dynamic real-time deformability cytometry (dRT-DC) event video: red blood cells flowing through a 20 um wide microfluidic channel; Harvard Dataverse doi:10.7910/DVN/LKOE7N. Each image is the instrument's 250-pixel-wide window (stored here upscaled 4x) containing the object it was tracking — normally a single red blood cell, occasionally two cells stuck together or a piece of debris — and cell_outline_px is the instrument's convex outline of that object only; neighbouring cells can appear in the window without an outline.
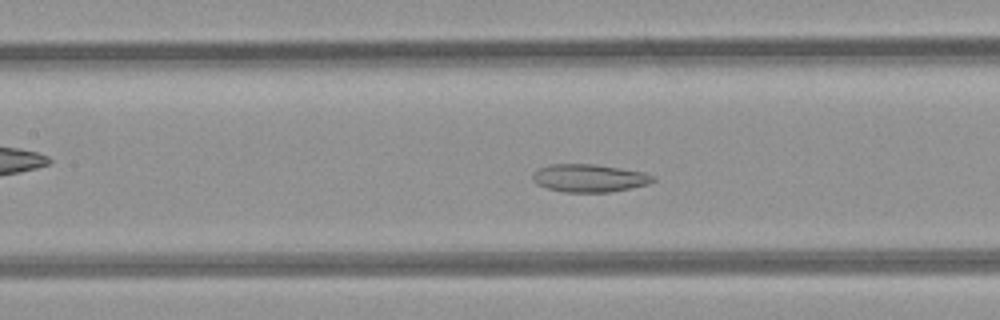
{"species": "common noctule bat (a hibernating species)", "species_latin": "Nyctalus noctula", "temperature_condition": "room temperature", "stored_images_in_passage": 48, "camera_frame_rate_fps": 3000, "um_per_image_px": 0.085, "animal": {"sex": "female", "body_mass_g": 21.9}, "frame": {"image": 1, "passage_image": 21, "time_ms": 6.667, "image_size_px": [1000, 320], "cell_outline_px": [[656, 180], [648, 184], [608, 192], [564, 192], [548, 188], [536, 184], [532, 180], [532, 172], [536, 168], [548, 164], [596, 164], [644, 172], [656, 176]], "centroid_in_image_um": [50.05, 15.12], "position_along_channel_um": 157.4, "area_um2": 19.71}}
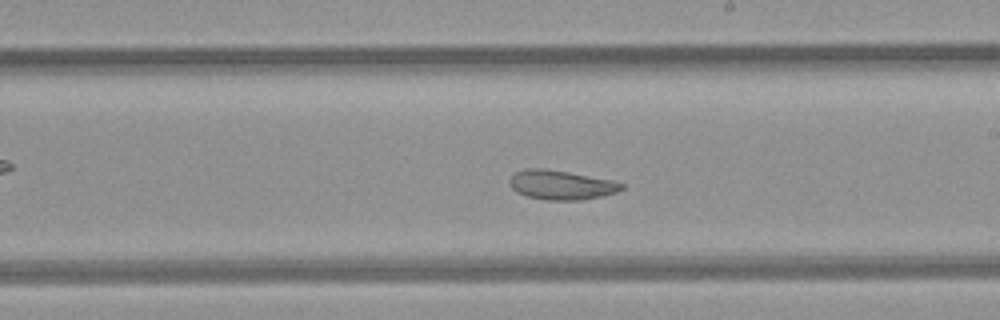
{"frame": {"image": 2, "passage_image": 27, "time_ms": 8.667, "image_size_px": [1000, 320], "cell_outline_px": [[624, 188], [616, 192], [600, 196], [580, 200], [548, 200], [528, 196], [516, 192], [512, 188], [508, 180], [516, 172], [528, 168], [544, 168], [568, 172], [612, 180], [624, 184]], "centroid_in_image_um": [47.69, 15.71], "position_along_channel_um": 241.3, "area_um2": 18.96}}
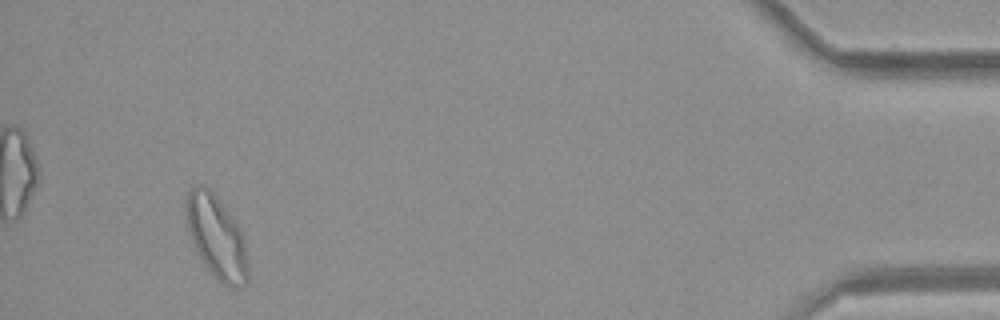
{"frame": {"image": 3, "passage_image": 45, "time_ms": 14.667, "image_size_px": [1000, 320], "cell_outline_px": [[248, 280], [244, 284], [224, 284], [208, 268], [200, 256], [188, 232], [184, 208], [184, 200], [188, 192], [196, 184], [204, 184], [216, 196], [240, 228], [244, 240], [248, 264]], "centroid_in_image_um": [18.37, 20.05], "position_along_channel_um": 416.8, "area_um2": 29.3}, "authors_computed_cell_mechanics": {"area_um2": 24.5939, "velocity_mm_per_s": 4.2171, "shape_relaxation_time_tau1_ms": null, "shape_relaxation_time_tau2_ms": 8.5575, "deformation_change_tau1": null, "deformation_change_tau2": 0.16}}